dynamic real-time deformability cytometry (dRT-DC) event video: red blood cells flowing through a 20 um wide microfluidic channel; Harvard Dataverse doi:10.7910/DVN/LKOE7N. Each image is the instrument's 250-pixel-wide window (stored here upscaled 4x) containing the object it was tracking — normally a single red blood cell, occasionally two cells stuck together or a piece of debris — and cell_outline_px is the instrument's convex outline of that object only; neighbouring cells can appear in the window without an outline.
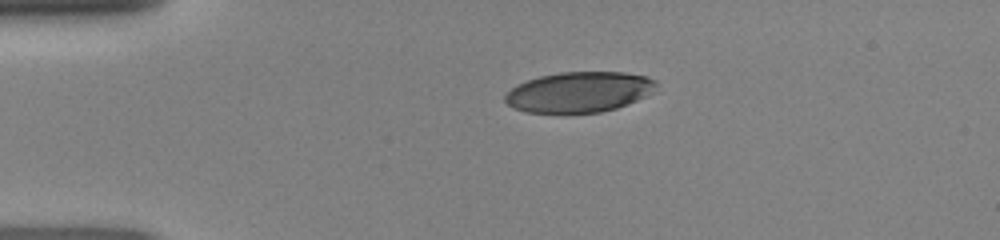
{"species": "human", "species_latin": "Homo sapiens", "temperature_condition": "room temperature", "stored_images_in_passage": 38, "camera_frame_rate_fps": 3000, "um_per_image_px": 0.085, "donor": {"sex": "female"}, "frame": {"image": 1, "passage_image": 1, "time_ms": 0.0, "image_size_px": [1000, 240], "cell_outline_px": [[656, 84], [652, 92], [628, 104], [616, 108], [600, 112], [528, 112], [512, 108], [504, 100], [504, 96], [516, 84], [540, 76], [560, 72], [624, 72], [648, 76], [656, 80]], "centroid_in_image_um": [49.22, 7.81], "position_along_channel_um": 35.8, "area_um2": 35.43}}
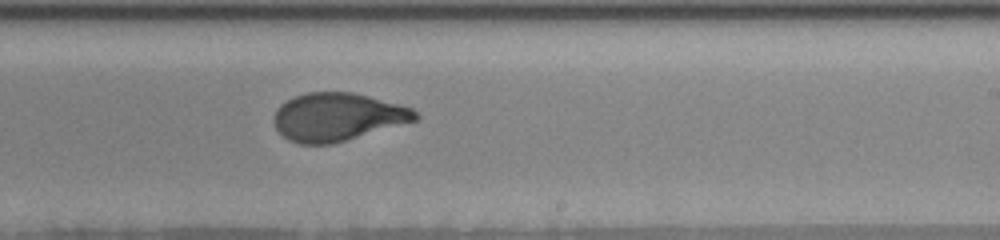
{"frame": {"image": 2, "passage_image": 20, "time_ms": 6.333, "image_size_px": [1000, 240], "cell_outline_px": [[420, 120], [332, 144], [300, 144], [288, 140], [276, 128], [272, 120], [276, 108], [280, 104], [296, 96], [308, 92], [352, 92], [368, 96], [412, 108], [420, 116]], "centroid_in_image_um": [28.69, 9.95], "position_along_channel_um": 260.3, "area_um2": 39.65}}
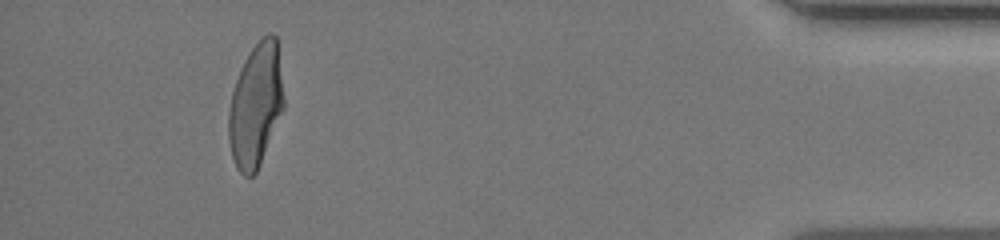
{"frame": {"image": 3, "passage_image": 35, "time_ms": 11.333, "image_size_px": [1000, 240], "cell_outline_px": [[284, 108], [260, 164], [256, 172], [252, 176], [244, 176], [236, 168], [232, 156], [228, 140], [228, 112], [232, 92], [240, 68], [244, 60], [252, 48], [268, 32], [272, 32], [276, 36], [284, 96]], "centroid_in_image_um": [21.73, 8.96], "position_along_channel_um": 413.5, "area_um2": 39.65}}